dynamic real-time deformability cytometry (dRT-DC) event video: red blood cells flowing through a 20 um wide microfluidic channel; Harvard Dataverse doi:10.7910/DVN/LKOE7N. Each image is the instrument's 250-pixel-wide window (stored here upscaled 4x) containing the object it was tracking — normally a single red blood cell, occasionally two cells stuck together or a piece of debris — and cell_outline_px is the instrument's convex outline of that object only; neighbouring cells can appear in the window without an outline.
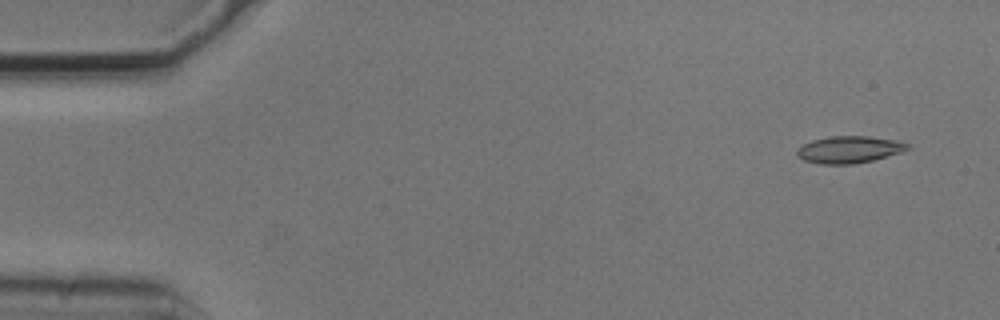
{"species": "common noctule bat (a hibernating species)", "species_latin": "Nyctalus noctula", "temperature_condition": "cold", "stored_images_in_passage": 6, "camera_frame_rate_fps": 3000, "um_per_image_px": 0.085, "animal": {"sex": "male", "body_mass_g": 20.5, "forearm_length_mm": 52.5}, "frame": {"image": 1, "passage_image": 2, "time_ms": 0.333, "image_size_px": [1000, 320], "cell_outline_px": [[912, 148], [900, 152], [872, 160], [852, 164], [820, 164], [804, 160], [796, 156], [796, 152], [804, 144], [812, 140], [832, 136], [868, 136], [896, 140], [912, 144]], "centroid_in_image_um": [72.21, 12.71], "position_along_channel_um": 12.8, "area_um2": 17.34}}
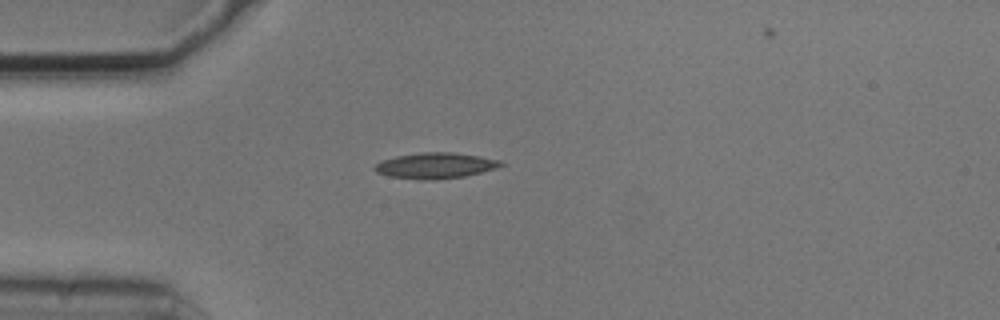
{"frame": {"image": 2, "passage_image": 5, "time_ms": 1.333, "image_size_px": [1000, 320], "cell_outline_px": [[504, 164], [496, 168], [464, 176], [436, 180], [420, 180], [388, 176], [376, 172], [372, 168], [380, 160], [396, 156], [420, 152], [456, 152], [504, 160]], "centroid_in_image_um": [37.0, 14.07], "position_along_channel_um": 48.0, "area_um2": 19.25}}